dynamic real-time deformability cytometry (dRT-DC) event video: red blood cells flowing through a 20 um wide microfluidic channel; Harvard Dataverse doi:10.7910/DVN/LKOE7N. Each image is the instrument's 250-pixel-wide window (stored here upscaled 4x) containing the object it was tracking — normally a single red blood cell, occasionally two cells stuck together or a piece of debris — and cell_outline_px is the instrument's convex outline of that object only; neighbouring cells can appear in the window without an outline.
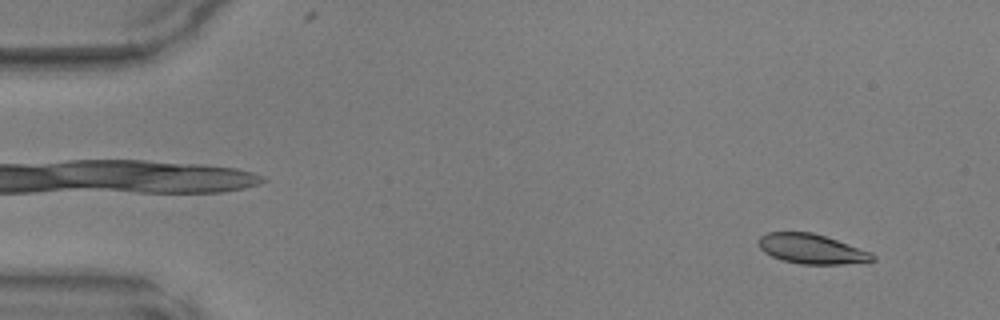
{"species": "common noctule bat (a hibernating species)", "species_latin": "Nyctalus noctula", "temperature_condition": "warm", "stored_images_in_passage": 49, "camera_frame_rate_fps": 3000, "um_per_image_px": 0.085, "animal": {"sex": "male", "body_mass_g": 17.9, "forearm_length_mm": 54.2}, "frame": {"image": 1, "passage_image": 5, "time_ms": 1.333, "image_size_px": [1000, 320], "cell_outline_px": [[876, 260], [868, 264], [800, 264], [784, 260], [772, 256], [764, 252], [760, 248], [760, 236], [768, 232], [812, 232], [872, 252], [876, 256]], "centroid_in_image_um": [69.09, 21.18], "position_along_channel_um": 15.9, "area_um2": 19.88}}
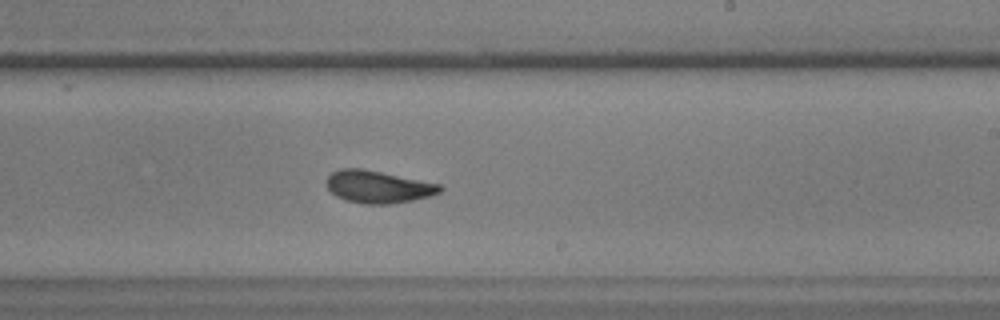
{"frame": {"image": 2, "passage_image": 30, "time_ms": 9.667, "image_size_px": [1000, 320], "cell_outline_px": [[444, 188], [440, 192], [428, 196], [412, 200], [388, 204], [364, 204], [344, 200], [336, 196], [328, 188], [328, 176], [332, 172], [340, 168], [364, 168], [440, 184]], "centroid_in_image_um": [32.13, 15.87], "position_along_channel_um": 256.9, "area_um2": 21.33}}
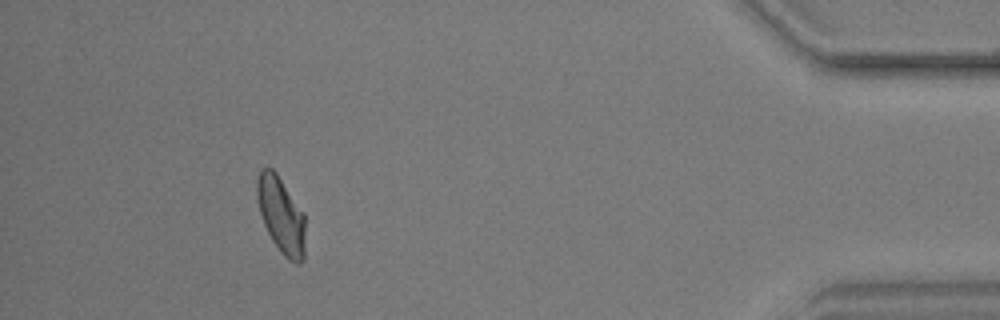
{"frame": {"image": 3, "passage_image": 45, "time_ms": 14.667, "image_size_px": [1000, 320], "cell_outline_px": [[304, 260], [300, 264], [296, 264], [288, 260], [280, 252], [272, 240], [264, 224], [260, 212], [256, 196], [256, 180], [260, 168], [272, 168], [276, 172], [304, 212]], "centroid_in_image_um": [23.89, 18.28], "position_along_channel_um": 411.3, "area_um2": 21.62}}